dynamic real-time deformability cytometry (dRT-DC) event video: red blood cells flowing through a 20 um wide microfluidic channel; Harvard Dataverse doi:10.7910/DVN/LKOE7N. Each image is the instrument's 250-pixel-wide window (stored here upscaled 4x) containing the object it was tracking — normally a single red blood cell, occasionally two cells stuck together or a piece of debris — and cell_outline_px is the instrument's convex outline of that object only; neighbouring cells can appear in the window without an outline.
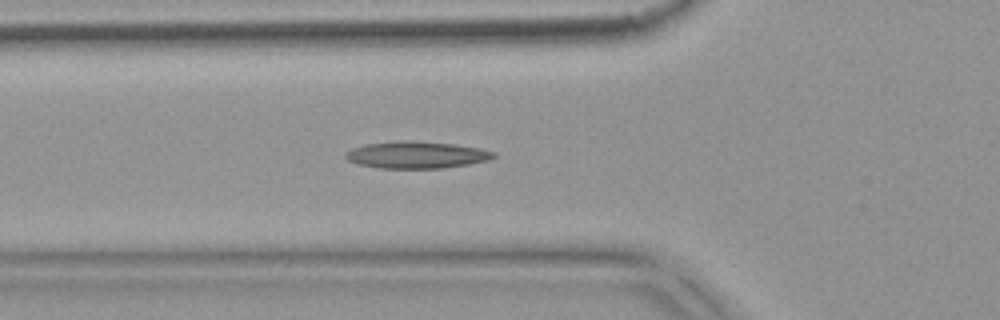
{"species": "common noctule bat (a hibernating species)", "species_latin": "Nyctalus noctula", "temperature_condition": "warm", "stored_images_in_passage": 54, "camera_frame_rate_fps": 3000, "um_per_image_px": 0.085, "animal": {"sex": "female", "body_mass_g": 18.4}, "frame": {"image": 1, "passage_image": 18, "time_ms": 5.667, "image_size_px": [1000, 320], "cell_outline_px": [[496, 156], [488, 160], [468, 164], [444, 168], [380, 168], [356, 164], [348, 160], [344, 156], [352, 148], [364, 144], [404, 140], [456, 144], [480, 148], [496, 152]], "centroid_in_image_um": [35.41, 13.16], "position_along_channel_um": 90.4, "area_um2": 23.24}}
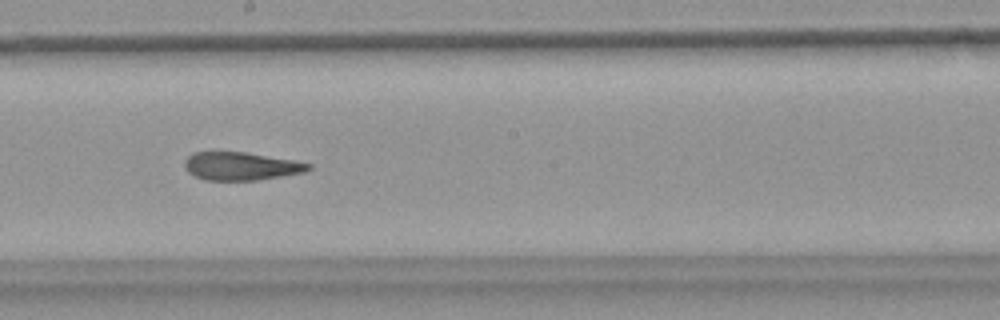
{"frame": {"image": 2, "passage_image": 29, "time_ms": 9.333, "image_size_px": [1000, 320], "cell_outline_px": [[312, 168], [304, 172], [256, 180], [204, 180], [188, 172], [184, 168], [184, 160], [192, 152], [244, 152], [296, 160], [312, 164]], "centroid_in_image_um": [20.48, 14.12], "position_along_channel_um": 227.7, "area_um2": 20.29}}
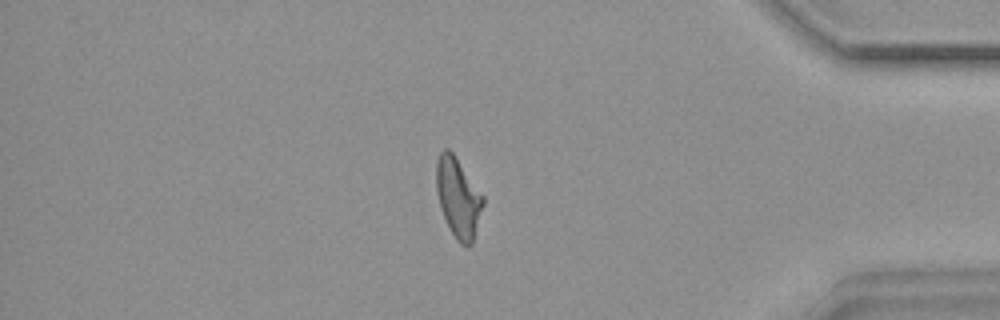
{"frame": {"image": 3, "passage_image": 45, "time_ms": 14.667, "image_size_px": [1000, 320], "cell_outline_px": [[484, 204], [472, 244], [468, 248], [460, 244], [456, 240], [440, 208], [436, 188], [436, 160], [440, 152], [444, 148], [448, 148], [452, 152], [484, 196]], "centroid_in_image_um": [38.94, 16.81], "position_along_channel_um": 396.3, "area_um2": 21.68}, "authors_computed_cell_mechanics": {"area_um2": 21.7906, "velocity_mm_per_s": 3.7476, "shape_relaxation_time_tau1_ms": null, "shape_relaxation_time_tau2_ms": 1.8506, "deformation_change_tau1": null, "deformation_change_tau2": 0.1099}}